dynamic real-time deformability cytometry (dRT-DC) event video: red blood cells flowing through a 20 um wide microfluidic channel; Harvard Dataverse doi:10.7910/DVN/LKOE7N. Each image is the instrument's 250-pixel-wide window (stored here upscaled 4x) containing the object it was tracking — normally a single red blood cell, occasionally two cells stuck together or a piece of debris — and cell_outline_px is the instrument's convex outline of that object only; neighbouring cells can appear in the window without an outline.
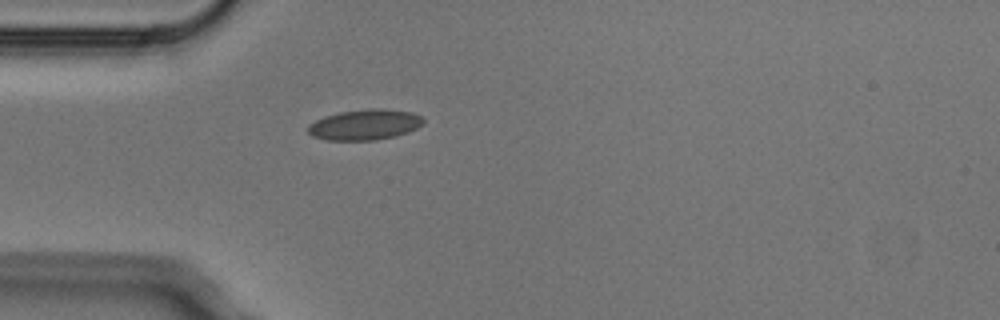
{"species": "Egyptian fruit bat (a non-hibernating species)", "species_latin": "Rousettus aegyptiacus", "temperature_condition": "cold", "stored_images_in_passage": 1, "camera_frame_rate_fps": 3000, "um_per_image_px": 0.085, "animal": {"sex": "male"}, "frame": {"image": 1, "passage_image": 1, "time_ms": 0.0, "image_size_px": [1000, 320], "cell_outline_px": [[424, 124], [408, 132], [396, 136], [376, 140], [328, 140], [312, 136], [308, 132], [308, 124], [324, 116], [340, 112], [368, 108], [380, 108], [412, 112], [420, 116], [424, 120]], "centroid_in_image_um": [31.01, 10.59], "position_along_channel_um": 54.0, "area_um2": 20.63}}